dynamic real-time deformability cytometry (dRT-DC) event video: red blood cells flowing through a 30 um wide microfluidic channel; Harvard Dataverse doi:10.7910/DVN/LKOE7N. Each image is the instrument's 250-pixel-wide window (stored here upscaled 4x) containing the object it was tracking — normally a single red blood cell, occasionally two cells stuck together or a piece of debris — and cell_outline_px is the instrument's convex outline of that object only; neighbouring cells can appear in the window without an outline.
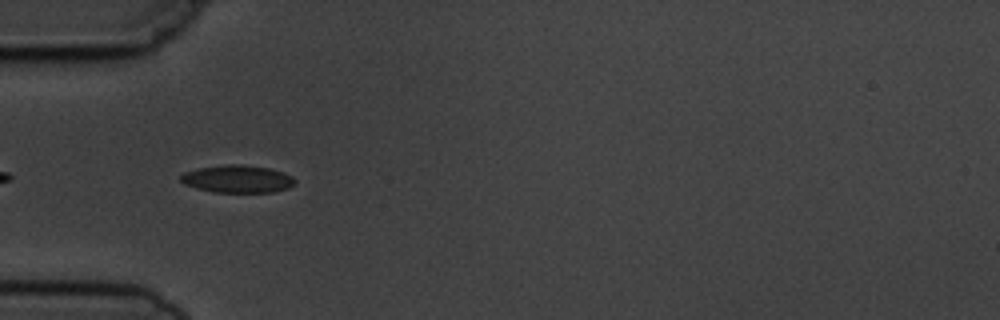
{"species": "common noctule bat (a hibernating species)", "species_latin": "Nyctalus noctula", "temperature_condition": "cold", "stored_images_in_passage": 9, "camera_frame_rate_fps": 3000, "um_per_image_px": 0.085, "animal": {"sex": "male", "body_mass_g": 19.5, "forearm_length_mm": 54.6}, "frame": {"image": 1, "passage_image": 4, "time_ms": 3.333, "image_size_px": [1000, 320], "cell_outline_px": [[296, 180], [288, 188], [272, 192], [216, 192], [196, 188], [184, 184], [180, 180], [180, 176], [184, 172], [200, 168], [228, 164], [244, 164], [268, 168], [284, 172], [292, 176]], "centroid_in_image_um": [20.18, 15.2], "position_along_channel_um": 64.8, "area_um2": 18.26}}
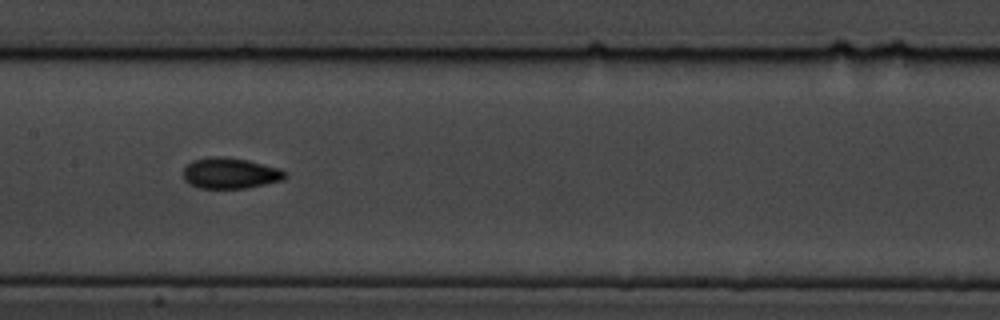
{"frame": {"image": 2, "passage_image": 7, "time_ms": 6.667, "image_size_px": [1000, 320], "cell_outline_px": [[288, 176], [284, 180], [248, 188], [196, 188], [188, 184], [184, 180], [184, 168], [192, 160], [208, 156], [224, 156], [248, 160], [280, 168], [288, 172]], "centroid_in_image_um": [19.59, 14.72], "position_along_channel_um": 187.8, "area_um2": 18.73}}
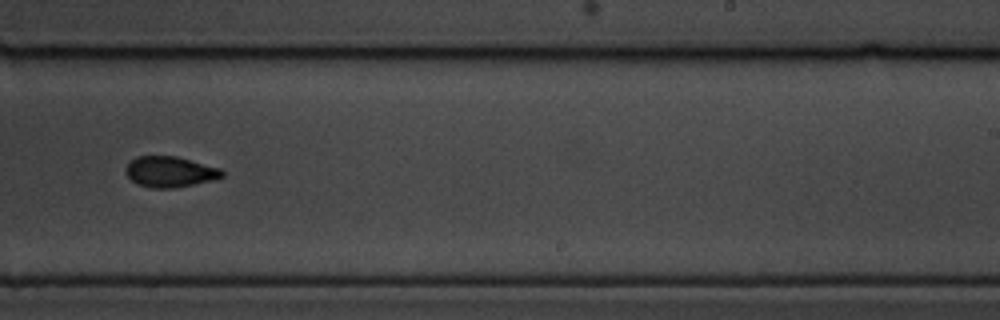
{"frame": {"image": 3, "passage_image": 9, "time_ms": 9.0, "image_size_px": [1000, 320], "cell_outline_px": [[224, 176], [212, 180], [176, 188], [152, 188], [136, 184], [124, 172], [124, 168], [136, 156], [176, 156], [220, 168], [224, 172]], "centroid_in_image_um": [14.43, 14.61], "position_along_channel_um": 274.6, "area_um2": 17.28}}